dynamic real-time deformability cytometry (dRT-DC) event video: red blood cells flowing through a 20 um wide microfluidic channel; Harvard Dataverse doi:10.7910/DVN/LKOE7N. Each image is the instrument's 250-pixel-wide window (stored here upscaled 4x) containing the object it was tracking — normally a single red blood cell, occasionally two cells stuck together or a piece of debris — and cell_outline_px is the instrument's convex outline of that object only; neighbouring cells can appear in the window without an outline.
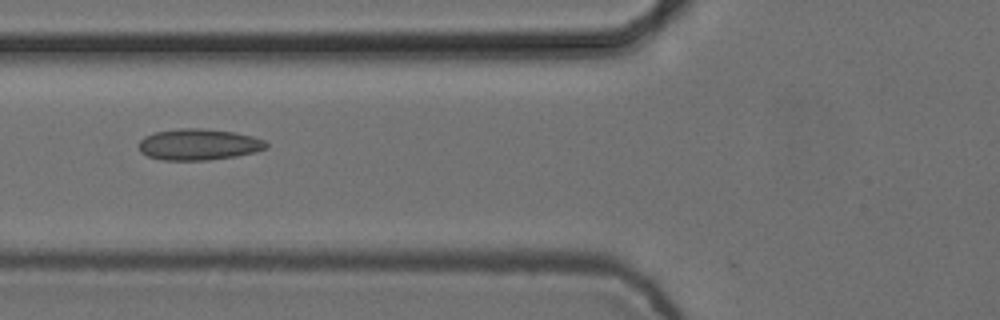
{"species": "common noctule bat (a hibernating species)", "species_latin": "Nyctalus noctula", "temperature_condition": "cold", "stored_images_in_passage": 8, "camera_frame_rate_fps": 3000, "um_per_image_px": 0.085, "animal": {"sex": "female", "body_mass_g": 24.6, "forearm_length_mm": 56.2}, "frame": {"image": 1, "passage_image": 6, "time_ms": 1.667, "image_size_px": [1000, 320], "cell_outline_px": [[268, 148], [256, 152], [236, 156], [208, 160], [164, 160], [148, 156], [140, 152], [140, 140], [144, 136], [156, 132], [180, 128], [200, 128], [236, 132], [252, 136], [264, 140], [268, 144]], "centroid_in_image_um": [16.92, 12.28], "position_along_channel_um": 108.9, "area_um2": 23.24}}
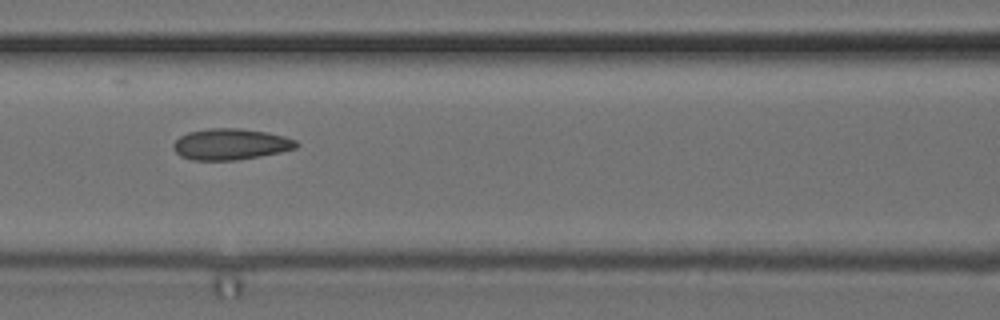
{"frame": {"image": 2, "passage_image": 7, "time_ms": 2.0, "image_size_px": [1000, 320], "cell_outline_px": [[300, 144], [296, 148], [280, 152], [260, 156], [236, 160], [192, 160], [180, 156], [172, 148], [172, 144], [180, 136], [188, 132], [208, 128], [240, 128], [268, 132], [284, 136], [296, 140]], "centroid_in_image_um": [19.6, 12.25], "position_along_channel_um": 147.0, "area_um2": 22.48}}
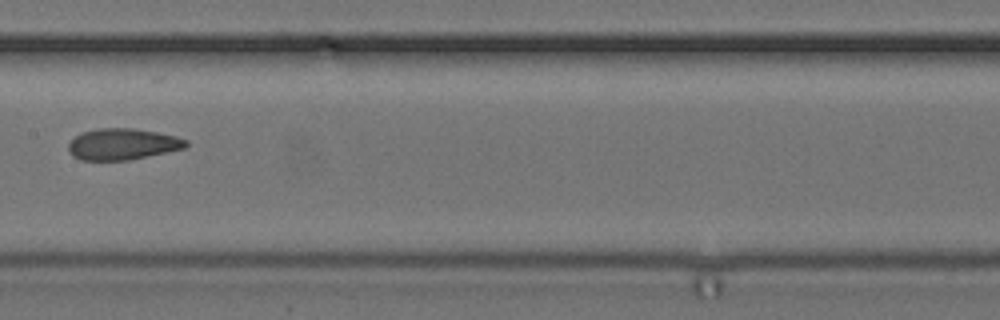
{"frame": {"image": 3, "passage_image": 8, "time_ms": 2.333, "image_size_px": [1000, 320], "cell_outline_px": [[188, 144], [184, 148], [128, 160], [80, 160], [72, 156], [68, 152], [68, 144], [80, 132], [100, 128], [132, 128], [156, 132], [176, 136], [188, 140]], "centroid_in_image_um": [10.38, 12.25], "position_along_channel_um": 197.0, "area_um2": 21.39}}